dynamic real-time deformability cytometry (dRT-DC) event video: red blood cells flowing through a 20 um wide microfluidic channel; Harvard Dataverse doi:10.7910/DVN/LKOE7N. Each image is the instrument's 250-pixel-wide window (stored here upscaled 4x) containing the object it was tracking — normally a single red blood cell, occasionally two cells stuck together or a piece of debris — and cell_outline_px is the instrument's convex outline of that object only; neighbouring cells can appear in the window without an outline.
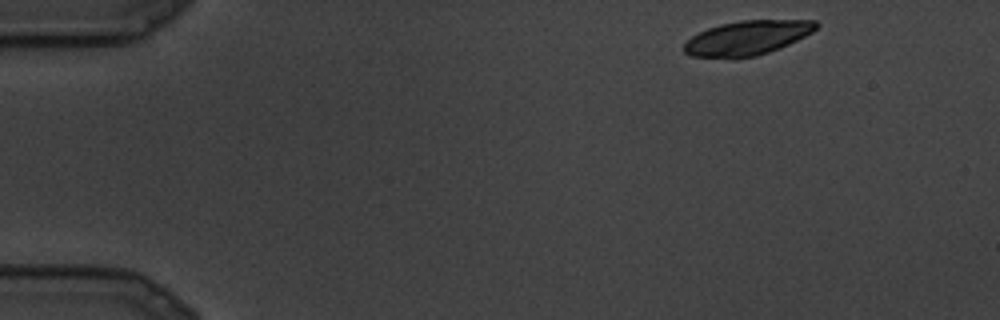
{"species": "common noctule bat (a hibernating species)", "species_latin": "Nyctalus noctula", "temperature_condition": "cold", "stored_images_in_passage": 6, "camera_frame_rate_fps": 3000, "um_per_image_px": 0.085, "animal": {"sex": "male", "body_mass_g": 19.5, "forearm_length_mm": 54.6}, "frame": {"image": 1, "passage_image": 1, "time_ms": 0.0, "image_size_px": [1000, 320], "cell_outline_px": [[820, 24], [812, 32], [780, 48], [756, 56], [692, 56], [684, 52], [684, 44], [692, 36], [708, 28], [720, 24], [740, 20], [816, 20]], "centroid_in_image_um": [63.55, 3.18], "position_along_channel_um": 21.4, "area_um2": 25.84}}
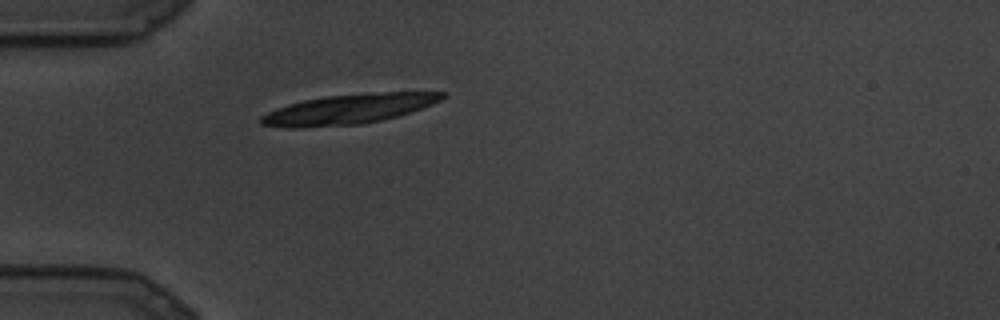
{"frame": {"image": 2, "passage_image": 6, "time_ms": 1.667, "image_size_px": [1000, 320], "cell_outline_px": [[448, 92], [440, 100], [432, 104], [396, 116], [380, 120], [360, 124], [304, 128], [288, 128], [260, 124], [260, 116], [276, 108], [288, 104], [304, 100], [328, 96], [384, 92]], "centroid_in_image_um": [29.58, 9.28], "position_along_channel_um": 55.4, "area_um2": 31.1}}